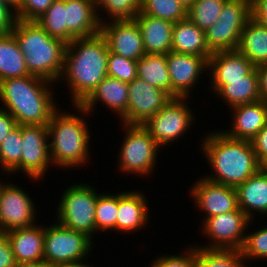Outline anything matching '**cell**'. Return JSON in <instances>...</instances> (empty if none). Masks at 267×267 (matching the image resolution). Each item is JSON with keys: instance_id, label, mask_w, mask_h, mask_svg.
Segmentation results:
<instances>
[{"instance_id": "12", "label": "cell", "mask_w": 267, "mask_h": 267, "mask_svg": "<svg viewBox=\"0 0 267 267\" xmlns=\"http://www.w3.org/2000/svg\"><path fill=\"white\" fill-rule=\"evenodd\" d=\"M253 224L255 223L240 208L207 218L202 223L200 231H203L202 234L208 238L210 243L207 242L206 245L202 244V246L197 245V247L240 250L244 243L246 231H248L249 226L252 228Z\"/></svg>"}, {"instance_id": "34", "label": "cell", "mask_w": 267, "mask_h": 267, "mask_svg": "<svg viewBox=\"0 0 267 267\" xmlns=\"http://www.w3.org/2000/svg\"><path fill=\"white\" fill-rule=\"evenodd\" d=\"M118 213V193L99 194L95 207L96 233L116 230ZM99 231V232H98Z\"/></svg>"}, {"instance_id": "24", "label": "cell", "mask_w": 267, "mask_h": 267, "mask_svg": "<svg viewBox=\"0 0 267 267\" xmlns=\"http://www.w3.org/2000/svg\"><path fill=\"white\" fill-rule=\"evenodd\" d=\"M12 246L16 262L43 260L44 226L34 224L30 227L14 229L5 233Z\"/></svg>"}, {"instance_id": "43", "label": "cell", "mask_w": 267, "mask_h": 267, "mask_svg": "<svg viewBox=\"0 0 267 267\" xmlns=\"http://www.w3.org/2000/svg\"><path fill=\"white\" fill-rule=\"evenodd\" d=\"M258 162L261 164L267 158V124L251 141Z\"/></svg>"}, {"instance_id": "41", "label": "cell", "mask_w": 267, "mask_h": 267, "mask_svg": "<svg viewBox=\"0 0 267 267\" xmlns=\"http://www.w3.org/2000/svg\"><path fill=\"white\" fill-rule=\"evenodd\" d=\"M55 0H20V6L15 11L16 19L36 21L40 18Z\"/></svg>"}, {"instance_id": "44", "label": "cell", "mask_w": 267, "mask_h": 267, "mask_svg": "<svg viewBox=\"0 0 267 267\" xmlns=\"http://www.w3.org/2000/svg\"><path fill=\"white\" fill-rule=\"evenodd\" d=\"M16 264L12 246L5 234L0 235V267H14Z\"/></svg>"}, {"instance_id": "33", "label": "cell", "mask_w": 267, "mask_h": 267, "mask_svg": "<svg viewBox=\"0 0 267 267\" xmlns=\"http://www.w3.org/2000/svg\"><path fill=\"white\" fill-rule=\"evenodd\" d=\"M227 0H194L187 9V17L201 30L206 31L218 19Z\"/></svg>"}, {"instance_id": "25", "label": "cell", "mask_w": 267, "mask_h": 267, "mask_svg": "<svg viewBox=\"0 0 267 267\" xmlns=\"http://www.w3.org/2000/svg\"><path fill=\"white\" fill-rule=\"evenodd\" d=\"M238 206L250 220L267 216V174L260 168L237 188Z\"/></svg>"}, {"instance_id": "39", "label": "cell", "mask_w": 267, "mask_h": 267, "mask_svg": "<svg viewBox=\"0 0 267 267\" xmlns=\"http://www.w3.org/2000/svg\"><path fill=\"white\" fill-rule=\"evenodd\" d=\"M107 76L131 83L137 78V61L124 58L109 51Z\"/></svg>"}, {"instance_id": "51", "label": "cell", "mask_w": 267, "mask_h": 267, "mask_svg": "<svg viewBox=\"0 0 267 267\" xmlns=\"http://www.w3.org/2000/svg\"><path fill=\"white\" fill-rule=\"evenodd\" d=\"M179 3H181L183 6H185L187 9L191 6L194 0H176Z\"/></svg>"}, {"instance_id": "19", "label": "cell", "mask_w": 267, "mask_h": 267, "mask_svg": "<svg viewBox=\"0 0 267 267\" xmlns=\"http://www.w3.org/2000/svg\"><path fill=\"white\" fill-rule=\"evenodd\" d=\"M66 43L100 33L94 0H65Z\"/></svg>"}, {"instance_id": "29", "label": "cell", "mask_w": 267, "mask_h": 267, "mask_svg": "<svg viewBox=\"0 0 267 267\" xmlns=\"http://www.w3.org/2000/svg\"><path fill=\"white\" fill-rule=\"evenodd\" d=\"M28 75L31 74L14 35H0V81Z\"/></svg>"}, {"instance_id": "45", "label": "cell", "mask_w": 267, "mask_h": 267, "mask_svg": "<svg viewBox=\"0 0 267 267\" xmlns=\"http://www.w3.org/2000/svg\"><path fill=\"white\" fill-rule=\"evenodd\" d=\"M17 125L15 118L0 107V144Z\"/></svg>"}, {"instance_id": "28", "label": "cell", "mask_w": 267, "mask_h": 267, "mask_svg": "<svg viewBox=\"0 0 267 267\" xmlns=\"http://www.w3.org/2000/svg\"><path fill=\"white\" fill-rule=\"evenodd\" d=\"M230 108L261 100L258 74L254 68L244 79L227 80L216 93Z\"/></svg>"}, {"instance_id": "35", "label": "cell", "mask_w": 267, "mask_h": 267, "mask_svg": "<svg viewBox=\"0 0 267 267\" xmlns=\"http://www.w3.org/2000/svg\"><path fill=\"white\" fill-rule=\"evenodd\" d=\"M141 12L172 23L187 18V8L176 0H141Z\"/></svg>"}, {"instance_id": "9", "label": "cell", "mask_w": 267, "mask_h": 267, "mask_svg": "<svg viewBox=\"0 0 267 267\" xmlns=\"http://www.w3.org/2000/svg\"><path fill=\"white\" fill-rule=\"evenodd\" d=\"M251 17L250 0H227L217 21L205 31L209 50H237L241 32Z\"/></svg>"}, {"instance_id": "21", "label": "cell", "mask_w": 267, "mask_h": 267, "mask_svg": "<svg viewBox=\"0 0 267 267\" xmlns=\"http://www.w3.org/2000/svg\"><path fill=\"white\" fill-rule=\"evenodd\" d=\"M229 109L233 115L230 122L232 126L222 132L231 138L252 141L267 124V104L264 101L259 100Z\"/></svg>"}, {"instance_id": "10", "label": "cell", "mask_w": 267, "mask_h": 267, "mask_svg": "<svg viewBox=\"0 0 267 267\" xmlns=\"http://www.w3.org/2000/svg\"><path fill=\"white\" fill-rule=\"evenodd\" d=\"M188 99L171 98L162 109L143 124L162 149L185 136L184 134L192 129L195 115L188 106Z\"/></svg>"}, {"instance_id": "20", "label": "cell", "mask_w": 267, "mask_h": 267, "mask_svg": "<svg viewBox=\"0 0 267 267\" xmlns=\"http://www.w3.org/2000/svg\"><path fill=\"white\" fill-rule=\"evenodd\" d=\"M97 102L119 115L120 124H127L128 83L106 76L80 106L92 114Z\"/></svg>"}, {"instance_id": "48", "label": "cell", "mask_w": 267, "mask_h": 267, "mask_svg": "<svg viewBox=\"0 0 267 267\" xmlns=\"http://www.w3.org/2000/svg\"><path fill=\"white\" fill-rule=\"evenodd\" d=\"M14 267H51L44 260L33 262H16Z\"/></svg>"}, {"instance_id": "16", "label": "cell", "mask_w": 267, "mask_h": 267, "mask_svg": "<svg viewBox=\"0 0 267 267\" xmlns=\"http://www.w3.org/2000/svg\"><path fill=\"white\" fill-rule=\"evenodd\" d=\"M171 98L166 91L137 77L128 83L127 124L143 125Z\"/></svg>"}, {"instance_id": "49", "label": "cell", "mask_w": 267, "mask_h": 267, "mask_svg": "<svg viewBox=\"0 0 267 267\" xmlns=\"http://www.w3.org/2000/svg\"><path fill=\"white\" fill-rule=\"evenodd\" d=\"M54 267H94V266H91L87 263H85L84 260H81V261H77V262H70V263H67V264H61V265H57V266H54Z\"/></svg>"}, {"instance_id": "17", "label": "cell", "mask_w": 267, "mask_h": 267, "mask_svg": "<svg viewBox=\"0 0 267 267\" xmlns=\"http://www.w3.org/2000/svg\"><path fill=\"white\" fill-rule=\"evenodd\" d=\"M100 33L112 53L135 61L146 54L140 27L135 20H107L101 24Z\"/></svg>"}, {"instance_id": "18", "label": "cell", "mask_w": 267, "mask_h": 267, "mask_svg": "<svg viewBox=\"0 0 267 267\" xmlns=\"http://www.w3.org/2000/svg\"><path fill=\"white\" fill-rule=\"evenodd\" d=\"M255 65L238 50L214 52L208 59L209 86L216 93L227 80L244 79Z\"/></svg>"}, {"instance_id": "2", "label": "cell", "mask_w": 267, "mask_h": 267, "mask_svg": "<svg viewBox=\"0 0 267 267\" xmlns=\"http://www.w3.org/2000/svg\"><path fill=\"white\" fill-rule=\"evenodd\" d=\"M201 149L212 174L209 181L237 188L261 167L251 141L234 139L218 129L208 132L201 140Z\"/></svg>"}, {"instance_id": "14", "label": "cell", "mask_w": 267, "mask_h": 267, "mask_svg": "<svg viewBox=\"0 0 267 267\" xmlns=\"http://www.w3.org/2000/svg\"><path fill=\"white\" fill-rule=\"evenodd\" d=\"M166 60L171 81V97L190 98L191 90L197 88L198 80L201 75L204 76L202 73L208 71V59L170 51Z\"/></svg>"}, {"instance_id": "30", "label": "cell", "mask_w": 267, "mask_h": 267, "mask_svg": "<svg viewBox=\"0 0 267 267\" xmlns=\"http://www.w3.org/2000/svg\"><path fill=\"white\" fill-rule=\"evenodd\" d=\"M137 77L171 96V81L166 55L145 54L137 61Z\"/></svg>"}, {"instance_id": "42", "label": "cell", "mask_w": 267, "mask_h": 267, "mask_svg": "<svg viewBox=\"0 0 267 267\" xmlns=\"http://www.w3.org/2000/svg\"><path fill=\"white\" fill-rule=\"evenodd\" d=\"M16 20L15 12L0 0V35L10 34Z\"/></svg>"}, {"instance_id": "5", "label": "cell", "mask_w": 267, "mask_h": 267, "mask_svg": "<svg viewBox=\"0 0 267 267\" xmlns=\"http://www.w3.org/2000/svg\"><path fill=\"white\" fill-rule=\"evenodd\" d=\"M11 33L19 44L28 72L58 83L67 43L51 37L36 21L17 19Z\"/></svg>"}, {"instance_id": "37", "label": "cell", "mask_w": 267, "mask_h": 267, "mask_svg": "<svg viewBox=\"0 0 267 267\" xmlns=\"http://www.w3.org/2000/svg\"><path fill=\"white\" fill-rule=\"evenodd\" d=\"M36 22L51 36L66 43L65 0H55Z\"/></svg>"}, {"instance_id": "11", "label": "cell", "mask_w": 267, "mask_h": 267, "mask_svg": "<svg viewBox=\"0 0 267 267\" xmlns=\"http://www.w3.org/2000/svg\"><path fill=\"white\" fill-rule=\"evenodd\" d=\"M22 154L20 163L7 175L20 171L30 180L44 179L46 172L53 166L50 159L48 128L45 125H21ZM42 178V179H41Z\"/></svg>"}, {"instance_id": "47", "label": "cell", "mask_w": 267, "mask_h": 267, "mask_svg": "<svg viewBox=\"0 0 267 267\" xmlns=\"http://www.w3.org/2000/svg\"><path fill=\"white\" fill-rule=\"evenodd\" d=\"M255 68L258 74L260 98L267 104V64H260Z\"/></svg>"}, {"instance_id": "32", "label": "cell", "mask_w": 267, "mask_h": 267, "mask_svg": "<svg viewBox=\"0 0 267 267\" xmlns=\"http://www.w3.org/2000/svg\"><path fill=\"white\" fill-rule=\"evenodd\" d=\"M94 3L101 24L107 21V18L109 20H134L141 12V0H94ZM100 14H106L107 18Z\"/></svg>"}, {"instance_id": "52", "label": "cell", "mask_w": 267, "mask_h": 267, "mask_svg": "<svg viewBox=\"0 0 267 267\" xmlns=\"http://www.w3.org/2000/svg\"><path fill=\"white\" fill-rule=\"evenodd\" d=\"M260 167L267 174V158L260 164Z\"/></svg>"}, {"instance_id": "46", "label": "cell", "mask_w": 267, "mask_h": 267, "mask_svg": "<svg viewBox=\"0 0 267 267\" xmlns=\"http://www.w3.org/2000/svg\"><path fill=\"white\" fill-rule=\"evenodd\" d=\"M251 14L258 23L267 27V0L251 1Z\"/></svg>"}, {"instance_id": "22", "label": "cell", "mask_w": 267, "mask_h": 267, "mask_svg": "<svg viewBox=\"0 0 267 267\" xmlns=\"http://www.w3.org/2000/svg\"><path fill=\"white\" fill-rule=\"evenodd\" d=\"M145 197L142 192L136 190L118 193L117 233L119 231L132 234L148 224L150 211Z\"/></svg>"}, {"instance_id": "26", "label": "cell", "mask_w": 267, "mask_h": 267, "mask_svg": "<svg viewBox=\"0 0 267 267\" xmlns=\"http://www.w3.org/2000/svg\"><path fill=\"white\" fill-rule=\"evenodd\" d=\"M171 51L209 57L213 54L206 43L205 31L201 30L188 17L174 23Z\"/></svg>"}, {"instance_id": "13", "label": "cell", "mask_w": 267, "mask_h": 267, "mask_svg": "<svg viewBox=\"0 0 267 267\" xmlns=\"http://www.w3.org/2000/svg\"><path fill=\"white\" fill-rule=\"evenodd\" d=\"M26 190L12 182L0 181V232L30 227L36 222V203Z\"/></svg>"}, {"instance_id": "8", "label": "cell", "mask_w": 267, "mask_h": 267, "mask_svg": "<svg viewBox=\"0 0 267 267\" xmlns=\"http://www.w3.org/2000/svg\"><path fill=\"white\" fill-rule=\"evenodd\" d=\"M54 223L44 227L43 260L51 267L86 260L92 252L93 239L64 227L58 221Z\"/></svg>"}, {"instance_id": "3", "label": "cell", "mask_w": 267, "mask_h": 267, "mask_svg": "<svg viewBox=\"0 0 267 267\" xmlns=\"http://www.w3.org/2000/svg\"><path fill=\"white\" fill-rule=\"evenodd\" d=\"M52 83L35 75L0 81L2 109L7 110L18 125L47 126L58 109Z\"/></svg>"}, {"instance_id": "50", "label": "cell", "mask_w": 267, "mask_h": 267, "mask_svg": "<svg viewBox=\"0 0 267 267\" xmlns=\"http://www.w3.org/2000/svg\"><path fill=\"white\" fill-rule=\"evenodd\" d=\"M1 1L5 3L8 7H10L14 12L20 6V0H1Z\"/></svg>"}, {"instance_id": "6", "label": "cell", "mask_w": 267, "mask_h": 267, "mask_svg": "<svg viewBox=\"0 0 267 267\" xmlns=\"http://www.w3.org/2000/svg\"><path fill=\"white\" fill-rule=\"evenodd\" d=\"M58 207H56L58 221L64 227L85 233L94 240L96 234L95 207L100 194L88 183H74L66 187Z\"/></svg>"}, {"instance_id": "23", "label": "cell", "mask_w": 267, "mask_h": 267, "mask_svg": "<svg viewBox=\"0 0 267 267\" xmlns=\"http://www.w3.org/2000/svg\"><path fill=\"white\" fill-rule=\"evenodd\" d=\"M134 20L140 27L146 54L167 55L171 51L174 23L142 12Z\"/></svg>"}, {"instance_id": "38", "label": "cell", "mask_w": 267, "mask_h": 267, "mask_svg": "<svg viewBox=\"0 0 267 267\" xmlns=\"http://www.w3.org/2000/svg\"><path fill=\"white\" fill-rule=\"evenodd\" d=\"M240 251L246 262L255 259H267V225L266 227L264 225L259 230L255 229L251 233H246Z\"/></svg>"}, {"instance_id": "36", "label": "cell", "mask_w": 267, "mask_h": 267, "mask_svg": "<svg viewBox=\"0 0 267 267\" xmlns=\"http://www.w3.org/2000/svg\"><path fill=\"white\" fill-rule=\"evenodd\" d=\"M21 125H17L0 144V171L7 175L20 163L22 154Z\"/></svg>"}, {"instance_id": "1", "label": "cell", "mask_w": 267, "mask_h": 267, "mask_svg": "<svg viewBox=\"0 0 267 267\" xmlns=\"http://www.w3.org/2000/svg\"><path fill=\"white\" fill-rule=\"evenodd\" d=\"M109 48L101 33L75 38L66 46L60 81H66L72 105H81L107 76Z\"/></svg>"}, {"instance_id": "31", "label": "cell", "mask_w": 267, "mask_h": 267, "mask_svg": "<svg viewBox=\"0 0 267 267\" xmlns=\"http://www.w3.org/2000/svg\"><path fill=\"white\" fill-rule=\"evenodd\" d=\"M240 250L196 246L195 267H249Z\"/></svg>"}, {"instance_id": "27", "label": "cell", "mask_w": 267, "mask_h": 267, "mask_svg": "<svg viewBox=\"0 0 267 267\" xmlns=\"http://www.w3.org/2000/svg\"><path fill=\"white\" fill-rule=\"evenodd\" d=\"M237 50L255 66L267 64V27L251 17L241 32Z\"/></svg>"}, {"instance_id": "4", "label": "cell", "mask_w": 267, "mask_h": 267, "mask_svg": "<svg viewBox=\"0 0 267 267\" xmlns=\"http://www.w3.org/2000/svg\"><path fill=\"white\" fill-rule=\"evenodd\" d=\"M72 107L77 109L75 114L57 109L47 125L50 159L56 169L79 168L90 160L91 132L84 117L92 115L80 105Z\"/></svg>"}, {"instance_id": "7", "label": "cell", "mask_w": 267, "mask_h": 267, "mask_svg": "<svg viewBox=\"0 0 267 267\" xmlns=\"http://www.w3.org/2000/svg\"><path fill=\"white\" fill-rule=\"evenodd\" d=\"M125 137L119 151V170L125 174L149 176L162 149L143 125L121 124Z\"/></svg>"}, {"instance_id": "40", "label": "cell", "mask_w": 267, "mask_h": 267, "mask_svg": "<svg viewBox=\"0 0 267 267\" xmlns=\"http://www.w3.org/2000/svg\"><path fill=\"white\" fill-rule=\"evenodd\" d=\"M194 245L187 246L188 248L183 250L185 253L158 255L150 262L149 267H195L196 243Z\"/></svg>"}, {"instance_id": "15", "label": "cell", "mask_w": 267, "mask_h": 267, "mask_svg": "<svg viewBox=\"0 0 267 267\" xmlns=\"http://www.w3.org/2000/svg\"><path fill=\"white\" fill-rule=\"evenodd\" d=\"M190 194L194 205L204 212L202 223L210 217L235 211L238 206V194L234 187L209 181L202 176L191 187Z\"/></svg>"}]
</instances>
